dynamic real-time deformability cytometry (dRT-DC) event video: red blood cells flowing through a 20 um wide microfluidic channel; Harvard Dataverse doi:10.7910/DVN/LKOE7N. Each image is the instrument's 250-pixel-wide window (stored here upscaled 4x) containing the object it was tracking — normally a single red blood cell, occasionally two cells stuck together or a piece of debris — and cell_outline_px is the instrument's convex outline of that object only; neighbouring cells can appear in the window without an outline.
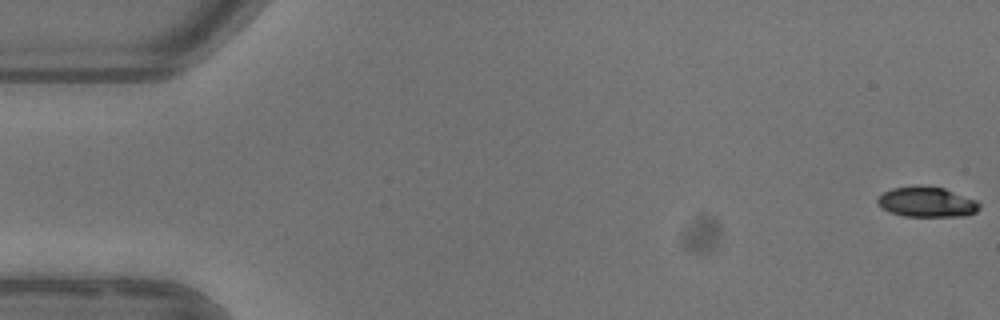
{"species": "common noctule bat (a hibernating species)", "species_latin": "Nyctalus noctula", "temperature_condition": "warm", "stored_images_in_passage": 5, "camera_frame_rate_fps": 3000, "um_per_image_px": 0.085, "animal": {"sex": "female"}, "frame": {"image": 1, "passage_image": 1, "time_ms": 0.0, "image_size_px": [1000, 320], "cell_outline_px": [[980, 208], [976, 212], [964, 216], [904, 216], [888, 212], [876, 200], [884, 192], [892, 188], [944, 188], [976, 200], [980, 204]], "centroid_in_image_um": [78.82, 17.21], "position_along_channel_um": 6.2, "area_um2": 17.22}}
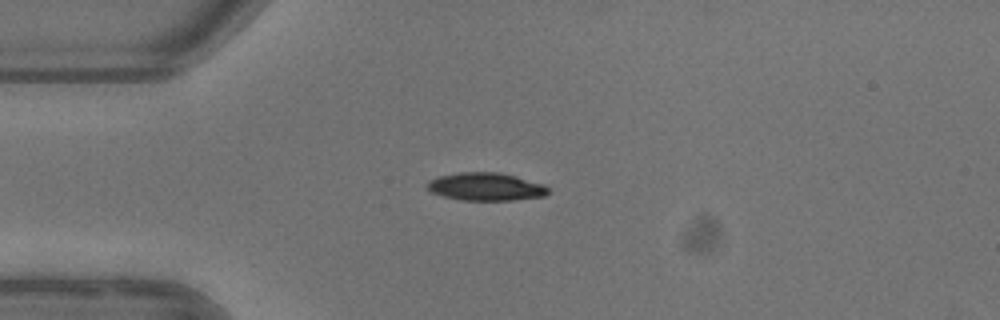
{"frame": {"image": 2, "passage_image": 5, "time_ms": 4.333, "image_size_px": [1000, 320], "cell_outline_px": [[548, 192], [544, 196], [512, 200], [460, 200], [444, 196], [432, 192], [428, 188], [428, 180], [440, 176], [460, 172], [500, 172], [516, 176], [544, 184], [548, 188]], "centroid_in_image_um": [41.31, 15.86], "position_along_channel_um": 43.7, "area_um2": 19.54}}